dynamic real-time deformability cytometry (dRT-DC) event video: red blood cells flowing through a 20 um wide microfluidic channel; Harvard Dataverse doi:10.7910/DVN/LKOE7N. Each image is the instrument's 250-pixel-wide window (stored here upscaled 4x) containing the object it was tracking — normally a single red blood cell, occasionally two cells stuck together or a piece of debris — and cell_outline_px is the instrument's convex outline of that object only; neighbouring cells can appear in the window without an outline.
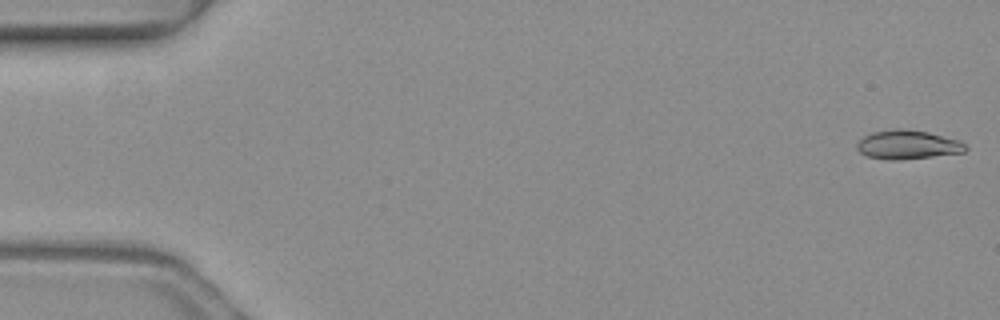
{"species": "common noctule bat (a hibernating species)", "species_latin": "Nyctalus noctula", "temperature_condition": "warm", "stored_images_in_passage": 6, "camera_frame_rate_fps": 3000, "um_per_image_px": 0.085, "animal": {"sex": "female", "body_mass_g": 19.3, "forearm_length_mm": 54.1}, "frame": {"image": 1, "passage_image": 1, "time_ms": 0.0, "image_size_px": [1000, 320], "cell_outline_px": [[968, 148], [964, 152], [932, 156], [896, 160], [892, 160], [868, 156], [860, 152], [856, 148], [856, 144], [864, 136], [872, 132], [900, 128], [928, 132], [956, 140], [964, 144]], "centroid_in_image_um": [77.12, 12.29], "position_along_channel_um": 7.9, "area_um2": 17.92}}